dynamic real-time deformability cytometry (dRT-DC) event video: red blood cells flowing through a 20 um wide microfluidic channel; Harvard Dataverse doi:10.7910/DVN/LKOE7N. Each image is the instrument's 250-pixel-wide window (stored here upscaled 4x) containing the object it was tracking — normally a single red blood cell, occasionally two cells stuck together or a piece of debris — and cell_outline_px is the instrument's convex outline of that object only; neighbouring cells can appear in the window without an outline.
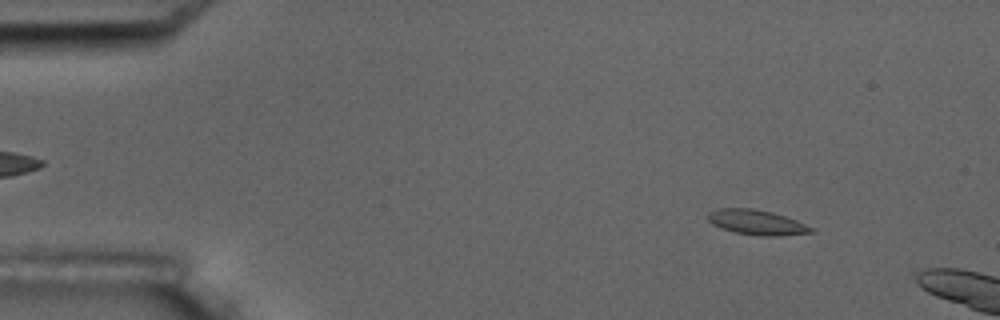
{"species": "common noctule bat (a hibernating species)", "species_latin": "Nyctalus noctula", "temperature_condition": "room temperature", "stored_images_in_passage": 4, "camera_frame_rate_fps": 3000, "um_per_image_px": 0.085, "animal": {"sex": "male", "body_mass_g": 17.5, "forearm_length_mm": 52.3}, "frame": {"image": 1, "passage_image": 2, "time_ms": 1.0, "image_size_px": [1000, 320], "cell_outline_px": [[812, 232], [776, 236], [760, 236], [736, 232], [712, 224], [708, 220], [708, 212], [716, 208], [752, 208], [772, 212], [796, 220], [812, 228]], "centroid_in_image_um": [64.27, 18.88], "position_along_channel_um": 20.7, "area_um2": 14.74}}